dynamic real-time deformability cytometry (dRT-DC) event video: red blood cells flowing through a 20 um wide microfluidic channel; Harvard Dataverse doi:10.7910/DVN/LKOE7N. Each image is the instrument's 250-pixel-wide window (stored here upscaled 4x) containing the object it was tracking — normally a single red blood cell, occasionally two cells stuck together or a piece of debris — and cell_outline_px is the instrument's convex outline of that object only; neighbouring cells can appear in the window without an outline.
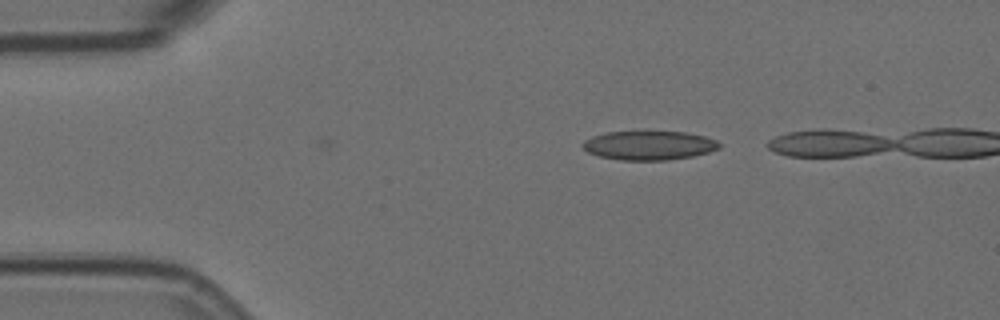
{"species": "Egyptian fruit bat (a non-hibernating species)", "species_latin": "Rousettus aegyptiacus", "temperature_condition": "room temperature", "stored_images_in_passage": 3, "camera_frame_rate_fps": 3000, "um_per_image_px": 0.085, "animal": {"sex": "female"}, "frame": {"image": 1, "passage_image": 3, "time_ms": 0.667, "image_size_px": [1000, 320], "cell_outline_px": [[720, 148], [708, 152], [692, 156], [668, 160], [620, 160], [600, 156], [588, 152], [580, 144], [584, 140], [592, 136], [608, 132], [644, 128], [684, 132], [704, 136], [716, 140], [720, 144]], "centroid_in_image_um": [55.14, 12.3], "position_along_channel_um": 29.9, "area_um2": 24.04}}